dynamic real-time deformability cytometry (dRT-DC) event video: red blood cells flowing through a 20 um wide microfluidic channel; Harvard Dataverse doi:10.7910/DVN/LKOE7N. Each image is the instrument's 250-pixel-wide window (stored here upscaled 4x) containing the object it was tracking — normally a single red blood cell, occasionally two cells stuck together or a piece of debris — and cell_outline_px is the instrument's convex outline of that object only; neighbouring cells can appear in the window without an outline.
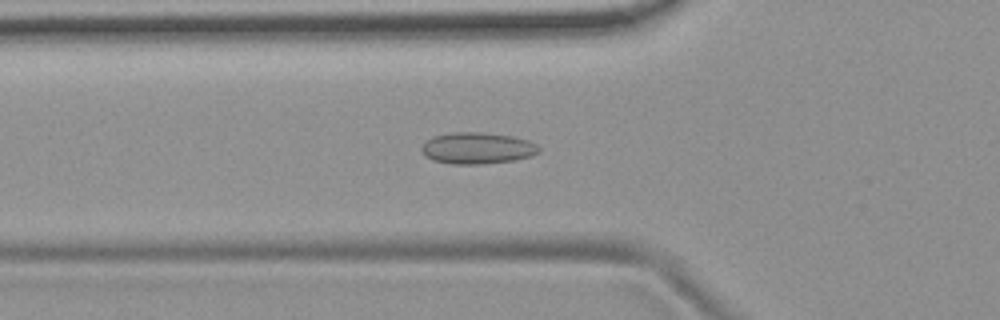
{"species": "common noctule bat (a hibernating species)", "species_latin": "Nyctalus noctula", "temperature_condition": "room temperature", "stored_images_in_passage": 53, "camera_frame_rate_fps": 3000, "um_per_image_px": 0.085, "animal": {"sex": "female", "body_mass_g": 19.9}, "frame": {"image": 1, "passage_image": 18, "time_ms": 5.667, "image_size_px": [1000, 320], "cell_outline_px": [[540, 152], [532, 156], [516, 160], [480, 164], [452, 164], [432, 160], [424, 156], [420, 148], [432, 136], [452, 132], [484, 132], [512, 136], [528, 140], [536, 144], [540, 148]], "centroid_in_image_um": [40.58, 12.59], "position_along_channel_um": 85.2, "area_um2": 21.73}}
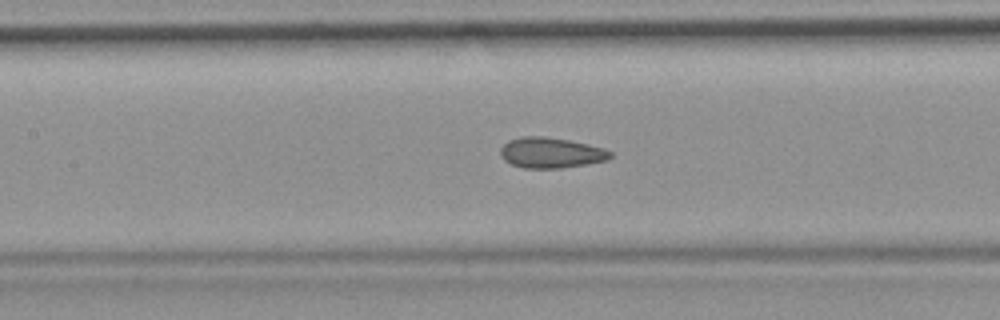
{"frame": {"image": 2, "passage_image": 24, "time_ms": 7.667, "image_size_px": [1000, 320], "cell_outline_px": [[612, 156], [608, 160], [560, 168], [524, 168], [512, 164], [504, 160], [500, 156], [500, 148], [508, 140], [524, 136], [544, 136], [568, 140], [588, 144], [604, 148], [612, 152]], "centroid_in_image_um": [46.81, 12.98], "position_along_channel_um": 160.6, "area_um2": 19.54}}
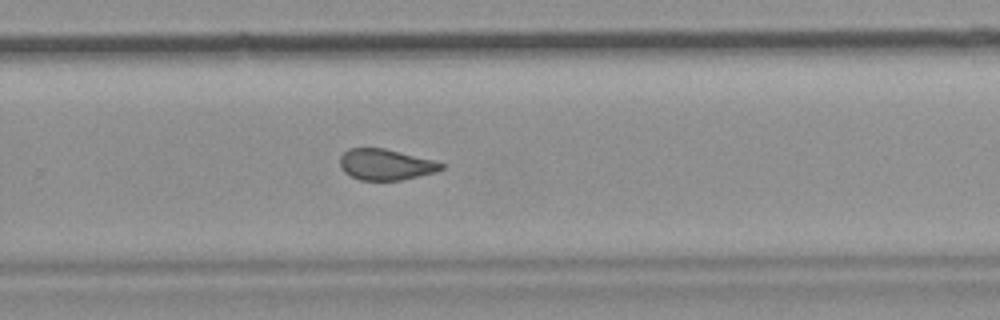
{"frame": {"image": 3, "passage_image": 35, "time_ms": 11.333, "image_size_px": [1000, 320], "cell_outline_px": [[444, 168], [436, 172], [400, 180], [360, 180], [344, 172], [340, 168], [340, 156], [348, 148], [384, 148], [432, 160], [444, 164]], "centroid_in_image_um": [32.75, 13.98], "position_along_channel_um": 297.0, "area_um2": 18.15}, "authors_computed_cell_mechanics": {"area_um2": 19.5364, "velocity_mm_per_s": 3.7505, "shape_relaxation_time_tau1_ms": null, "shape_relaxation_time_tau2_ms": 1.2768, "deformation_change_tau1": null, "deformation_change_tau2": 0.0649}}